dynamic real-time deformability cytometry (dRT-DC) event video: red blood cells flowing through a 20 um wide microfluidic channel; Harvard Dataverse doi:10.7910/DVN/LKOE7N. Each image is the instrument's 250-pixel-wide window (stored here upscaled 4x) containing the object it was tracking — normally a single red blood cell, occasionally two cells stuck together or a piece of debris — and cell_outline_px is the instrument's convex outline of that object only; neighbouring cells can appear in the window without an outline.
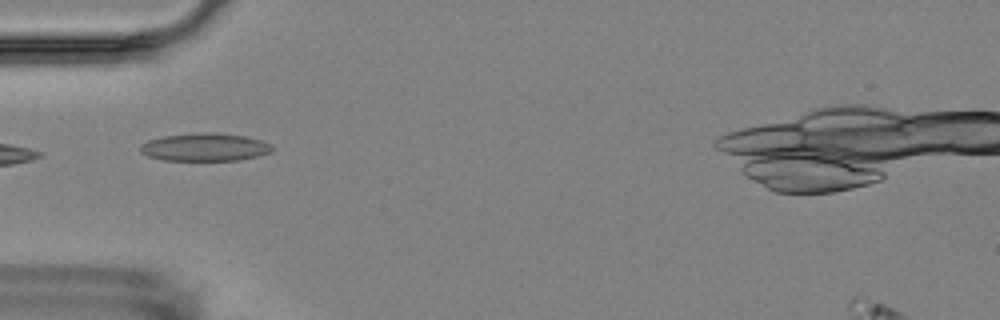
{"species": "Egyptian fruit bat (a non-hibernating species)", "species_latin": "Rousettus aegyptiacus", "temperature_condition": "room temperature", "stored_images_in_passage": 11, "camera_frame_rate_fps": 3000, "um_per_image_px": 0.085, "animal": {"sex": "female"}, "frame": {"image": 1, "passage_image": 1, "time_ms": 0.0, "image_size_px": [1000, 320], "cell_outline_px": [[272, 152], [256, 156], [236, 160], [164, 160], [148, 156], [140, 152], [140, 144], [148, 140], [164, 136], [204, 132], [212, 132], [244, 136], [260, 140], [272, 144]], "centroid_in_image_um": [17.39, 12.5], "position_along_channel_um": 67.6, "area_um2": 21.27}}
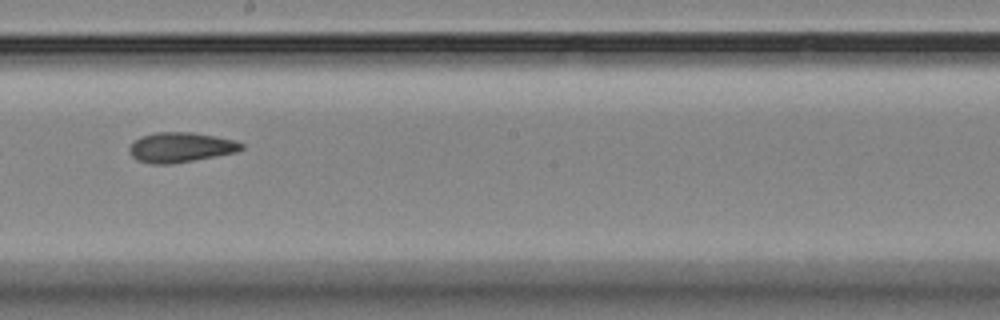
{"frame": {"image": 2, "passage_image": 5, "time_ms": 4.667, "image_size_px": [1000, 320], "cell_outline_px": [[244, 148], [236, 152], [172, 164], [152, 164], [136, 160], [128, 152], [128, 148], [140, 136], [156, 132], [192, 132], [216, 136], [232, 140], [244, 144]], "centroid_in_image_um": [15.32, 12.52], "position_along_channel_um": 232.9, "area_um2": 19.54}}
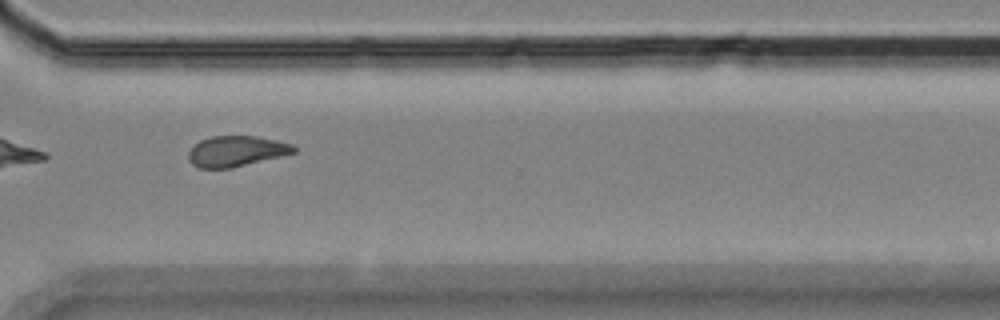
{"frame": {"image": 3, "passage_image": 8, "time_ms": 8.0, "image_size_px": [1000, 320], "cell_outline_px": [[296, 152], [232, 168], [200, 168], [192, 164], [188, 160], [188, 152], [200, 140], [212, 136], [256, 136], [276, 140], [292, 144], [296, 148]], "centroid_in_image_um": [20.07, 12.85], "position_along_channel_um": 350.5, "area_um2": 18.67}, "authors_computed_cell_mechanics": {"area_um2": 19.5364, "velocity_mm_per_s": 3.539, "shape_relaxation_time_tau1_ms": 3.6415, "shape_relaxation_time_tau2_ms": 1.7441, "deformation_change_tau1": 0.1209, "deformation_change_tau2": 0.0848}}